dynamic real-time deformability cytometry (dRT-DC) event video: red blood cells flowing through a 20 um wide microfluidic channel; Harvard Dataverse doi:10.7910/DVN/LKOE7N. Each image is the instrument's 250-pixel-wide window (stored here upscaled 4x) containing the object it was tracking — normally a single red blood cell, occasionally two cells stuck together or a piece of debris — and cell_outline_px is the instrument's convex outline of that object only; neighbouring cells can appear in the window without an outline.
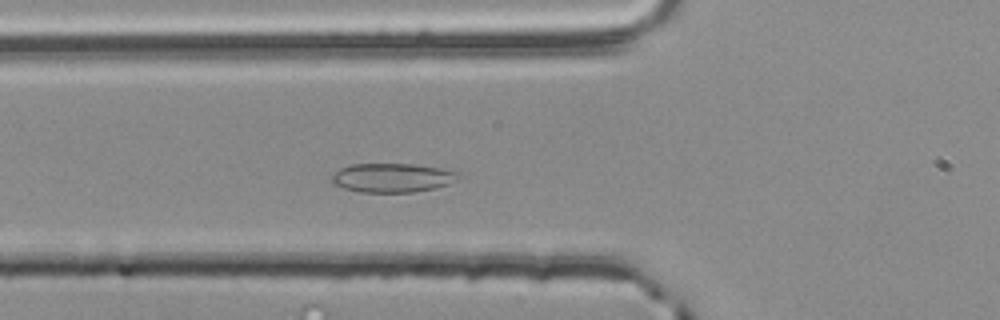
{"species": "common noctule bat (a hibernating species)", "species_latin": "Nyctalus noctula", "temperature_condition": "room temperature", "stored_images_in_passage": 36, "camera_frame_rate_fps": 3000, "um_per_image_px": 0.085, "animal": {"sex": "male", "body_mass_g": 20.4}, "frame": {"image": 1, "passage_image": 7, "time_ms": 2.0, "image_size_px": [1000, 320], "cell_outline_px": [[464, 176], [448, 184], [436, 188], [412, 192], [360, 192], [344, 188], [336, 184], [332, 180], [332, 176], [340, 168], [352, 164], [412, 164], [440, 168], [456, 172]], "centroid_in_image_um": [33.38, 15.11], "position_along_channel_um": 92.4, "area_um2": 21.27}}
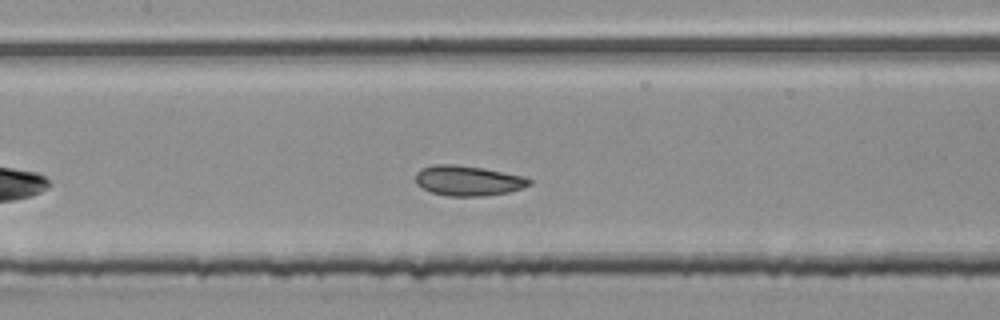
{"frame": {"image": 2, "passage_image": 13, "time_ms": 4.0, "image_size_px": [1000, 320], "cell_outline_px": [[532, 184], [508, 192], [484, 196], [448, 196], [432, 192], [416, 184], [416, 172], [420, 168], [436, 164], [456, 164], [484, 168], [528, 176], [532, 180]], "centroid_in_image_um": [39.82, 15.34], "position_along_channel_um": 167.6, "area_um2": 20.17}}
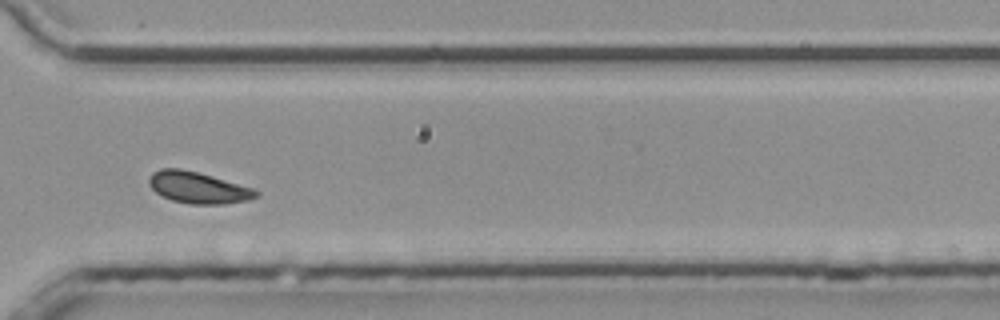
{"frame": {"image": 3, "passage_image": 28, "time_ms": 9.0, "image_size_px": [1000, 320], "cell_outline_px": [[260, 196], [248, 200], [224, 204], [188, 204], [172, 200], [156, 192], [148, 184], [148, 180], [152, 172], [160, 168], [180, 168], [212, 176], [256, 188], [260, 192]], "centroid_in_image_um": [16.88, 15.95], "position_along_channel_um": 353.7, "area_um2": 19.83}, "authors_computed_cell_mechanics": {"area_um2": 19.1896, "velocity_mm_per_s": 3.734, "shape_relaxation_time_tau1_ms": 3.0113, "shape_relaxation_time_tau2_ms": 1.4712, "deformation_change_tau1": 0.0618, "deformation_change_tau2": 0.0594}}